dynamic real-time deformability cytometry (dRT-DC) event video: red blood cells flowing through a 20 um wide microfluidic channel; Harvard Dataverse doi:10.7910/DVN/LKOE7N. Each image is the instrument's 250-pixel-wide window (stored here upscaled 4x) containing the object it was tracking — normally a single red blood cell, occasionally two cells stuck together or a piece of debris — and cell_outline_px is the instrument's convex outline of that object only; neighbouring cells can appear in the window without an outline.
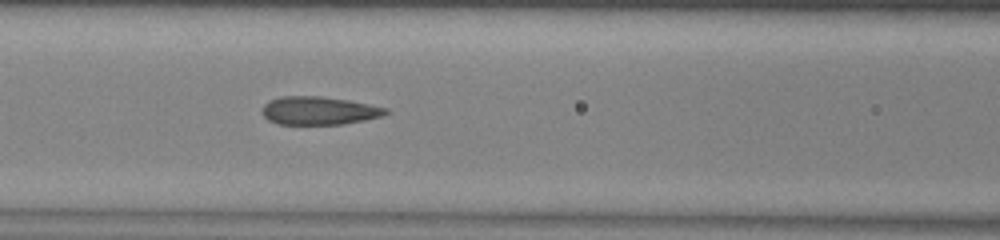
{"species": "common noctule bat (a hibernating species)", "species_latin": "Nyctalus noctula", "temperature_condition": "warm", "stored_images_in_passage": 29, "camera_frame_rate_fps": 3000, "um_per_image_px": 0.085, "animal": {"sex": "male", "body_mass_g": 13.0, "forearm_length_mm": 53.1}, "frame": {"image": 1, "passage_image": 9, "time_ms": 2.667, "image_size_px": [1000, 240], "cell_outline_px": [[392, 112], [384, 116], [344, 124], [276, 124], [268, 120], [260, 112], [264, 104], [268, 100], [280, 96], [320, 96], [348, 100], [388, 108]], "centroid_in_image_um": [27.11, 9.4], "position_along_channel_um": 139.5, "area_um2": 20.58}}
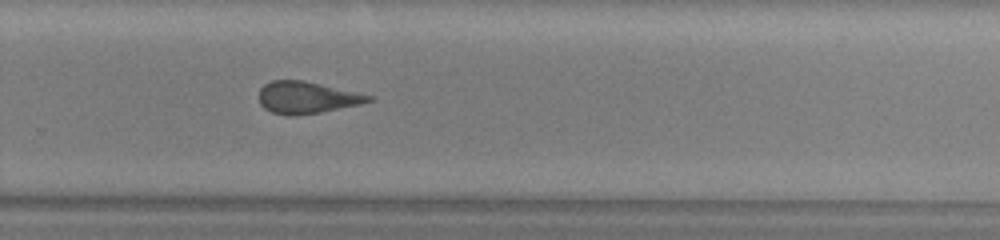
{"frame": {"image": 2, "passage_image": 21, "time_ms": 6.667, "image_size_px": [1000, 240], "cell_outline_px": [[376, 96], [372, 100], [360, 104], [320, 112], [296, 116], [288, 116], [272, 112], [264, 108], [260, 104], [260, 88], [264, 84], [272, 80], [304, 80]], "centroid_in_image_um": [26.09, 8.28], "position_along_channel_um": 303.7, "area_um2": 20.46}}